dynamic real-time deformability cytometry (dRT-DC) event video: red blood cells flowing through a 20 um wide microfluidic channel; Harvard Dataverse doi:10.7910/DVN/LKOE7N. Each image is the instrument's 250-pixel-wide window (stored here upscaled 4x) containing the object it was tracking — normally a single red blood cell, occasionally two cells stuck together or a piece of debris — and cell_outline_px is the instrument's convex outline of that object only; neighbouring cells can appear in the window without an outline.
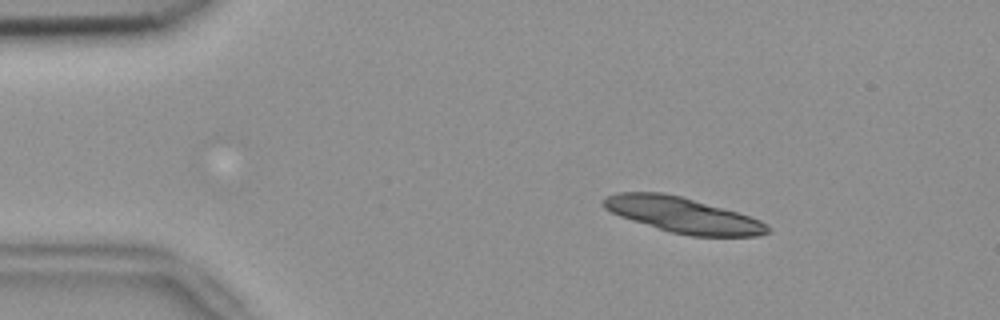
{"species": "common noctule bat (a hibernating species)", "species_latin": "Nyctalus noctula", "temperature_condition": "room temperature", "stored_images_in_passage": 55, "camera_frame_rate_fps": 3000, "um_per_image_px": 0.085, "animal": {"sex": "female", "body_mass_g": 18.4}, "frame": {"image": 1, "passage_image": 9, "time_ms": 2.667, "image_size_px": [1000, 320], "cell_outline_px": [[768, 232], [756, 236], [692, 236], [672, 232], [632, 220], [620, 216], [604, 208], [604, 200], [608, 196], [620, 192], [660, 192], [680, 196], [736, 212], [760, 220], [768, 224]], "centroid_in_image_um": [58.04, 18.28], "position_along_channel_um": 27.0, "area_um2": 33.06}}
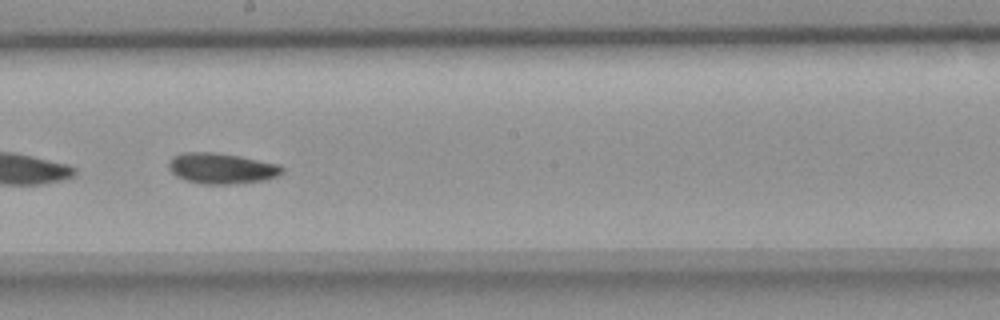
{"frame": {"image": 2, "passage_image": 31, "time_ms": 10.0, "image_size_px": [1000, 320], "cell_outline_px": [[284, 172], [276, 176], [264, 180], [232, 184], [200, 184], [184, 180], [176, 176], [168, 168], [168, 164], [172, 156], [184, 152], [216, 152], [240, 156], [280, 164], [284, 168]], "centroid_in_image_um": [18.82, 14.31], "position_along_channel_um": 229.4, "area_um2": 20.52}}
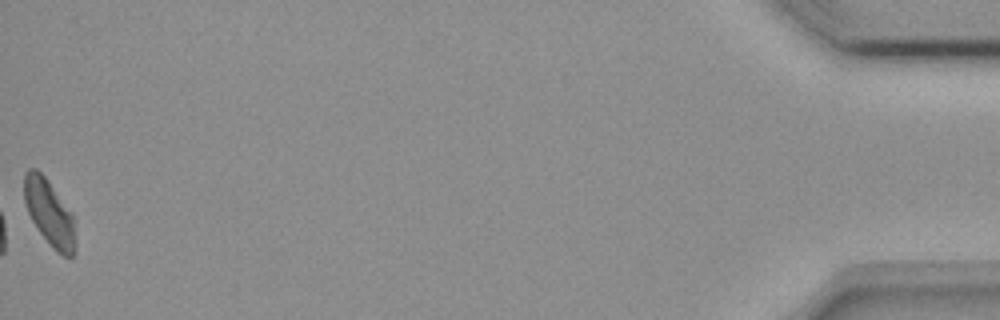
{"frame": {"image": 3, "passage_image": 55, "time_ms": 18.0, "image_size_px": [1000, 320], "cell_outline_px": [[76, 252], [72, 256], [64, 256], [56, 252], [52, 248], [40, 232], [32, 220], [28, 212], [24, 200], [24, 172], [28, 168], [36, 168], [44, 176], [72, 216], [76, 244]], "centroid_in_image_um": [4.17, 18.12], "position_along_channel_um": 431.0, "area_um2": 19.25}, "authors_computed_cell_mechanics": {"area_um2": 19.9988, "velocity_mm_per_s": 3.7412, "shape_relaxation_time_tau1_ms": 5.021, "shape_relaxation_time_tau2_ms": 9.8959, "deformation_change_tau1": 0.0938, "deformation_change_tau2": 0.1423}}